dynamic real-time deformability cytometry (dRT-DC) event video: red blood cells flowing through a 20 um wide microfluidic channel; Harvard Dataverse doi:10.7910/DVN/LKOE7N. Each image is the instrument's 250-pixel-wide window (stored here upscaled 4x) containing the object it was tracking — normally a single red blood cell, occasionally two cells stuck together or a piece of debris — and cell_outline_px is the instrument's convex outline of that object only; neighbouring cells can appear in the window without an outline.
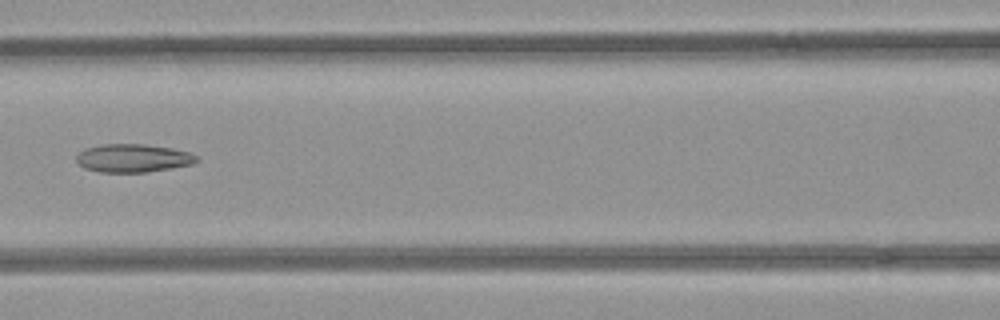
{"species": "common noctule bat (a hibernating species)", "species_latin": "Nyctalus noctula", "temperature_condition": "room temperature", "stored_images_in_passage": 4, "camera_frame_rate_fps": 3000, "um_per_image_px": 0.085, "animal": {"sex": "female", "body_mass_g": 21.9}, "frame": {"image": 1, "passage_image": 4, "time_ms": 1.0, "image_size_px": [1000, 320], "cell_outline_px": [[200, 160], [192, 164], [172, 168], [144, 172], [100, 172], [84, 168], [76, 160], [76, 156], [84, 148], [104, 144], [144, 144], [172, 148], [188, 152], [196, 156]], "centroid_in_image_um": [11.3, 13.44], "position_along_channel_um": 155.3, "area_um2": 19.71}}